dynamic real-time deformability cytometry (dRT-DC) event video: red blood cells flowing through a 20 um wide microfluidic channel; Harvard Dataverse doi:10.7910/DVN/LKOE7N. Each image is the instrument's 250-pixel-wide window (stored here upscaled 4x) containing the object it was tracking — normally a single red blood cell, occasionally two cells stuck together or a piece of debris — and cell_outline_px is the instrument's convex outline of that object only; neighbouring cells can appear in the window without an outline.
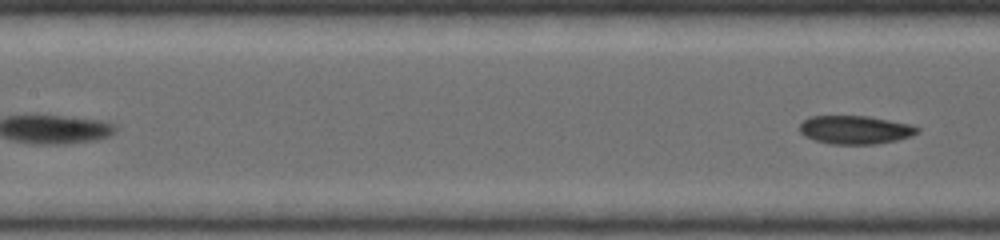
{"species": "common noctule bat (a hibernating species)", "species_latin": "Nyctalus noctula", "temperature_condition": "warm", "stored_images_in_passage": 9, "segment_of_instrument_passage": [2, 2], "camera_frame_rate_fps": 5000, "um_per_image_px": 0.085, "animal": {"sex": "female", "body_mass_g": 19.0, "forearm_length_mm": 53.3}, "frame": {"image": 1, "passage_image": 9, "time_ms": 2.8, "image_size_px": [1000, 240], "cell_outline_px": [[920, 132], [912, 136], [896, 140], [876, 144], [832, 144], [816, 140], [804, 136], [800, 132], [800, 124], [804, 120], [812, 116], [868, 116], [912, 124], [920, 128]], "centroid_in_image_um": [72.74, 11.03], "position_along_channel_um": 134.7, "area_um2": 19.54}}